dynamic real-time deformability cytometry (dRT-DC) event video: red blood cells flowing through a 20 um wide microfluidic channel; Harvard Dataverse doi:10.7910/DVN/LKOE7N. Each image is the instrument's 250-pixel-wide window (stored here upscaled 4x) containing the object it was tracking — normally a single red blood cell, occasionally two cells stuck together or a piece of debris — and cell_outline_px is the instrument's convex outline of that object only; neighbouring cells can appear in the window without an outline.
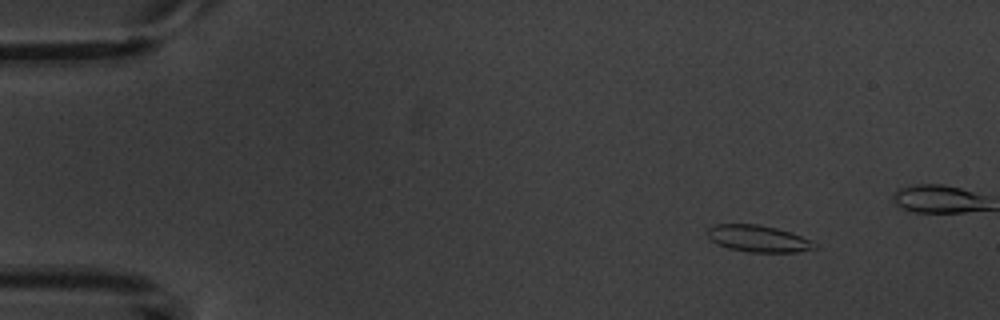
{"species": "common noctule bat (a hibernating species)", "species_latin": "Nyctalus noctula", "temperature_condition": "warm", "stored_images_in_passage": 4, "camera_frame_rate_fps": 3000, "um_per_image_px": 0.085, "animal": {"sex": "male", "body_mass_g": 20.1, "forearm_length_mm": 53.5}, "frame": {"image": 1, "passage_image": 2, "time_ms": 1.0, "image_size_px": [1000, 320], "cell_outline_px": [[820, 248], [796, 252], [748, 252], [728, 248], [712, 240], [708, 236], [708, 228], [716, 224], [756, 224], [776, 228], [812, 240]], "centroid_in_image_um": [64.49, 20.29], "position_along_channel_um": 20.5, "area_um2": 16.53}}